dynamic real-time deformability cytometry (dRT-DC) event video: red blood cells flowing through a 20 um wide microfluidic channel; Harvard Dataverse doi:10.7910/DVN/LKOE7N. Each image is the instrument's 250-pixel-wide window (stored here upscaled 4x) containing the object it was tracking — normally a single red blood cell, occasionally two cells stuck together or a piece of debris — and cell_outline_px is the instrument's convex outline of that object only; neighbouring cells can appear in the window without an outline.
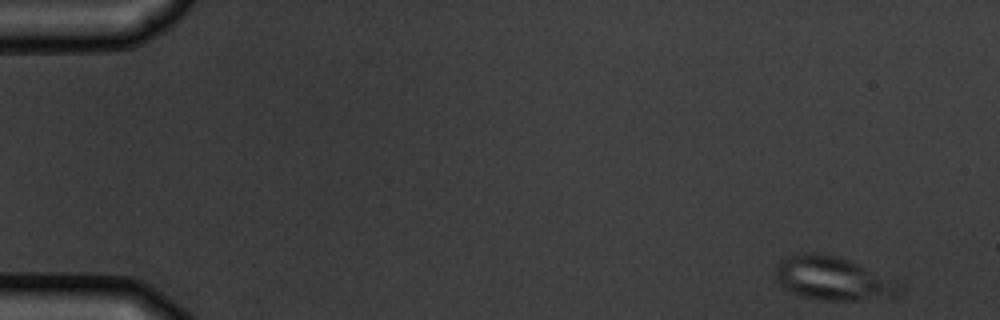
{"species": "common noctule bat (a hibernating species)", "species_latin": "Nyctalus noctula", "temperature_condition": "warm", "stored_images_in_passage": 4, "camera_frame_rate_fps": 3000, "um_per_image_px": 0.085, "animal": {"sex": "male", "body_mass_g": 19.5, "forearm_length_mm": 54.6}, "frame": {"image": 1, "passage_image": 1, "time_ms": 0.0, "image_size_px": [1000, 320], "cell_outline_px": [[892, 296], [856, 300], [824, 300], [804, 296], [792, 292], [784, 288], [776, 280], [776, 268], [784, 256], [804, 252], [812, 252], [836, 256], [852, 260], [880, 280], [892, 292]], "centroid_in_image_um": [70.41, 23.63], "position_along_channel_um": 14.6, "area_um2": 28.9}}